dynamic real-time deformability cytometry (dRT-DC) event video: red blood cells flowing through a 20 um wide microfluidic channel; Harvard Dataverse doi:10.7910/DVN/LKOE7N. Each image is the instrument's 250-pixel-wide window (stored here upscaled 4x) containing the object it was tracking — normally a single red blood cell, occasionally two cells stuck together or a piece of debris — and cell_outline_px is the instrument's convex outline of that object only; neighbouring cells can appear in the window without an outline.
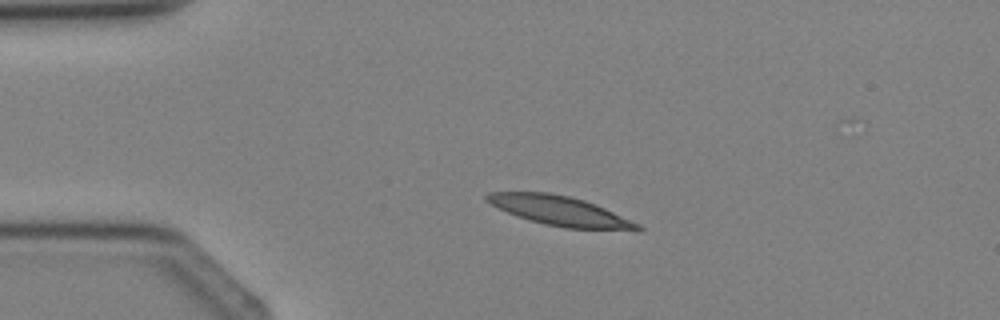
{"species": "Egyptian fruit bat (a non-hibernating species)", "species_latin": "Rousettus aegyptiacus", "temperature_condition": "cold", "stored_images_in_passage": 2, "camera_frame_rate_fps": 3000, "um_per_image_px": 0.085, "animal": {"sex": "female"}, "frame": {"image": 1, "passage_image": 1, "time_ms": 0.0, "image_size_px": [1000, 320], "cell_outline_px": [[644, 228], [640, 232], [636, 232], [564, 228], [528, 220], [516, 216], [484, 200], [484, 196], [488, 192], [548, 192], [568, 196], [584, 200], [596, 204], [640, 224]], "centroid_in_image_um": [47.7, 17.96], "position_along_channel_um": 37.3, "area_um2": 26.41}}